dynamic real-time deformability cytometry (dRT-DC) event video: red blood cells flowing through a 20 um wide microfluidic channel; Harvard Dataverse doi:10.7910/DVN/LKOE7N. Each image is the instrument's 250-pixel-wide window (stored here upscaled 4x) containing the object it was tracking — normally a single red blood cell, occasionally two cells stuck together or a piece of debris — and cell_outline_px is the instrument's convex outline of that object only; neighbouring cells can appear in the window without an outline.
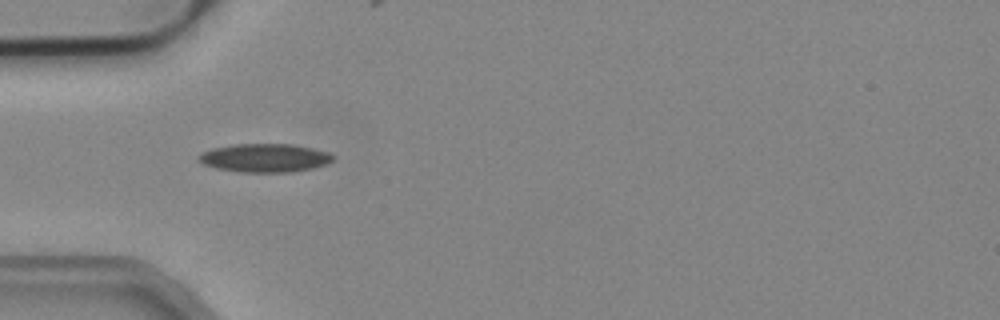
{"species": "common noctule bat (a hibernating species)", "species_latin": "Nyctalus noctula", "temperature_condition": "cold", "stored_images_in_passage": 10, "camera_frame_rate_fps": 3000, "um_per_image_px": 0.085, "animal": {"sex": "male", "body_mass_g": 19.2, "forearm_length_mm": 51.8}, "frame": {"image": 1, "passage_image": 4, "time_ms": 1.0, "image_size_px": [1000, 320], "cell_outline_px": [[332, 160], [328, 164], [312, 168], [292, 172], [240, 172], [216, 168], [204, 164], [196, 160], [204, 152], [212, 148], [232, 144], [292, 144], [312, 148], [328, 152], [332, 156]], "centroid_in_image_um": [22.5, 13.42], "position_along_channel_um": 62.5, "area_um2": 22.2}}